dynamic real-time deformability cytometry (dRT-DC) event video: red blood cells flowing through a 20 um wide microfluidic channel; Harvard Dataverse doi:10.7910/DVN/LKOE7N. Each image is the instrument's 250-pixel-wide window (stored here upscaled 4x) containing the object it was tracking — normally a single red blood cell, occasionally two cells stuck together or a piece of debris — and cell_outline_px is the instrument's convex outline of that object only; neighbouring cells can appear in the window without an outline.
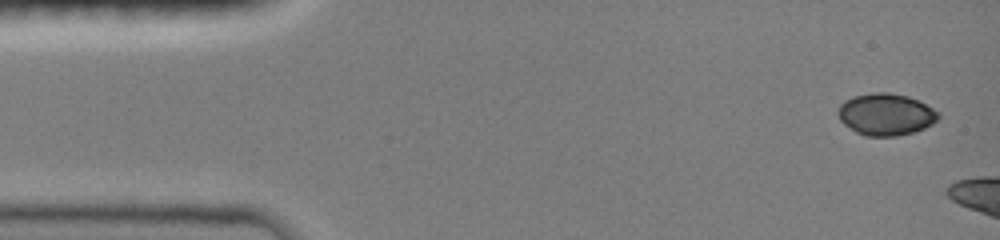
{"species": "common noctule bat (a hibernating species)", "species_latin": "Nyctalus noctula", "temperature_condition": "room temperature", "stored_images_in_passage": 2, "camera_frame_rate_fps": 3000, "um_per_image_px": 0.085, "animal": {"sex": "female", "body_mass_g": 19.0, "forearm_length_mm": 51.5}, "frame": {"image": 1, "passage_image": 1, "time_ms": 0.0, "image_size_px": [1000, 240], "cell_outline_px": [[940, 116], [932, 124], [924, 128], [912, 132], [896, 136], [864, 136], [856, 132], [844, 124], [840, 120], [836, 112], [840, 104], [844, 100], [852, 96], [872, 92], [888, 92], [908, 96], [932, 108]], "centroid_in_image_um": [75.24, 9.72], "position_along_channel_um": 9.8, "area_um2": 24.45}}